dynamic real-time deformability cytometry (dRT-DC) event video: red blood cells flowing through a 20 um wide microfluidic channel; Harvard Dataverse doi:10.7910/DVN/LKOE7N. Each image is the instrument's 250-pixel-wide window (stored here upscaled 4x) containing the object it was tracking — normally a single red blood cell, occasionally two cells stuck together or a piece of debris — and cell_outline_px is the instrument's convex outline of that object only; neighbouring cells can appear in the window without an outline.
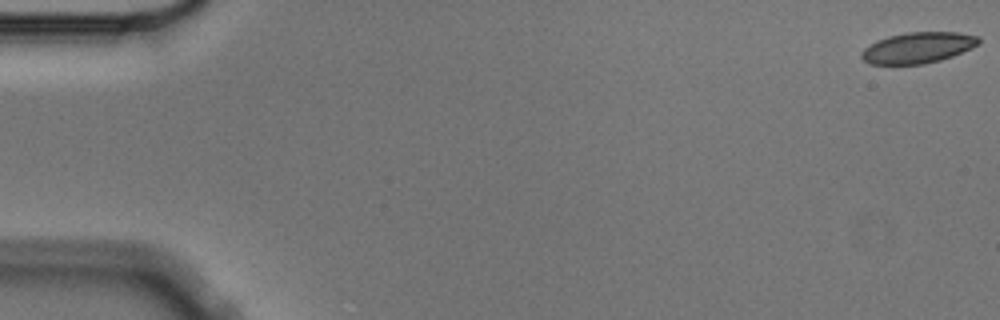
{"species": "Egyptian fruit bat (a non-hibernating species)", "species_latin": "Rousettus aegyptiacus", "temperature_condition": "cold", "stored_images_in_passage": 5, "camera_frame_rate_fps": 3000, "um_per_image_px": 0.085, "animal": {"sex": "male"}, "frame": {"image": 1, "passage_image": 1, "time_ms": 0.0, "image_size_px": [1000, 320], "cell_outline_px": [[980, 44], [972, 48], [952, 56], [940, 60], [924, 64], [868, 64], [860, 56], [860, 52], [864, 48], [876, 40], [888, 36], [908, 32], [960, 32], [980, 36]], "centroid_in_image_um": [78.03, 4.05], "position_along_channel_um": 7.0, "area_um2": 21.33}}
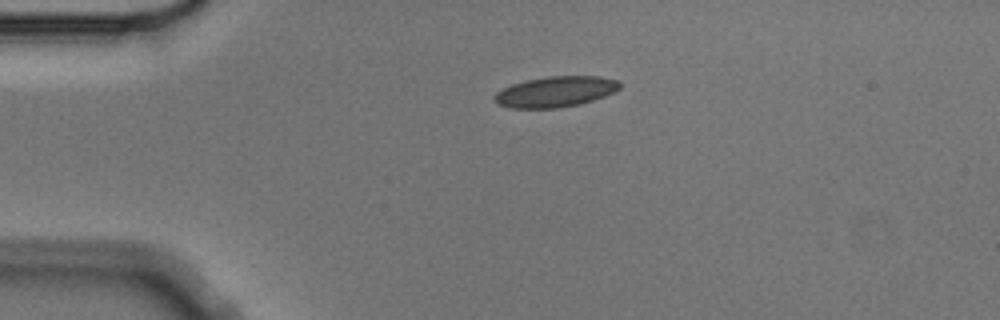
{"frame": {"image": 2, "passage_image": 4, "time_ms": 1.0, "image_size_px": [1000, 320], "cell_outline_px": [[620, 88], [604, 96], [580, 104], [556, 108], [508, 108], [496, 104], [492, 100], [492, 96], [496, 92], [512, 84], [524, 80], [548, 76], [600, 76], [620, 80]], "centroid_in_image_um": [47.17, 7.79], "position_along_channel_um": 37.8, "area_um2": 22.6}}
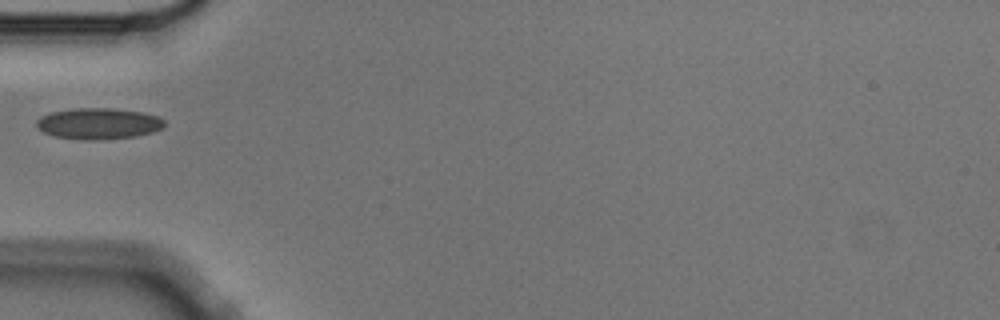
{"frame": {"image": 3, "passage_image": 5, "time_ms": 1.333, "image_size_px": [1000, 320], "cell_outline_px": [[164, 128], [152, 132], [136, 136], [96, 140], [84, 140], [56, 136], [44, 132], [36, 124], [36, 120], [40, 116], [52, 112], [72, 108], [112, 108], [144, 112], [156, 116], [164, 120]], "centroid_in_image_um": [8.39, 10.49], "position_along_channel_um": 76.6, "area_um2": 23.18}}